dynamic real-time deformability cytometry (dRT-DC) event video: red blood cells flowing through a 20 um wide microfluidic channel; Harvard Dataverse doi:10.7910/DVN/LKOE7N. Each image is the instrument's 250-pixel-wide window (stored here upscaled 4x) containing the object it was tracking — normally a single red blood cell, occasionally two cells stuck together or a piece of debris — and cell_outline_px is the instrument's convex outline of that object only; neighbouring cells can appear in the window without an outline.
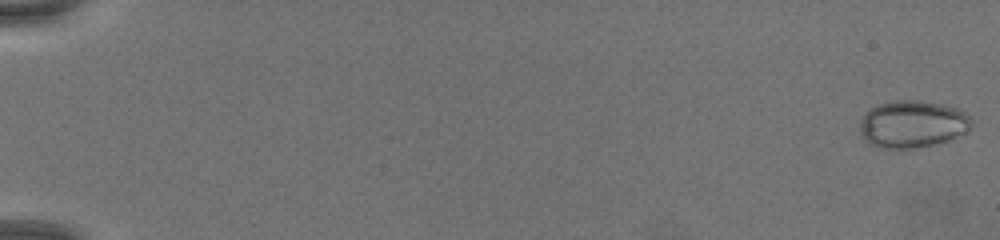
{"species": "common noctule bat (a hibernating species)", "species_latin": "Nyctalus noctula", "temperature_condition": "warm", "stored_images_in_passage": 71, "camera_frame_rate_fps": 3000, "um_per_image_px": 0.085, "animal": {"sex": "female", "body_mass_g": 19.5, "forearm_length_mm": 54.1}, "frame": {"image": 1, "passage_image": 1, "time_ms": 0.0, "image_size_px": [1000, 240], "cell_outline_px": [[972, 128], [948, 140], [916, 148], [880, 148], [864, 140], [860, 132], [860, 120], [864, 112], [876, 104], [892, 100], [920, 100], [944, 104], [956, 108], [964, 112], [972, 120]], "centroid_in_image_um": [77.52, 10.52], "position_along_channel_um": 7.5, "area_um2": 30.92}}
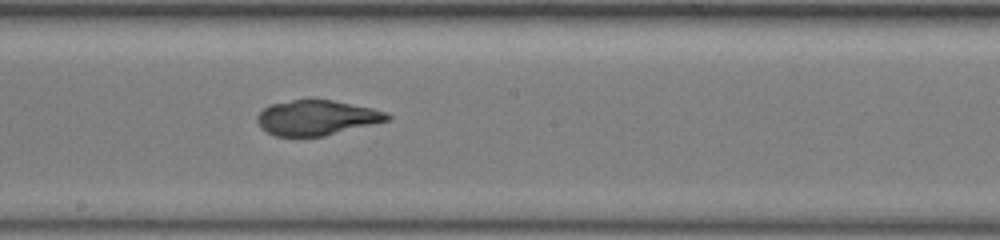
{"frame": {"image": 2, "passage_image": 42, "time_ms": 13.667, "image_size_px": [1000, 240], "cell_outline_px": [[392, 120], [324, 136], [276, 136], [260, 128], [256, 120], [256, 116], [264, 108], [272, 104], [292, 100], [332, 100], [372, 108], [384, 112], [392, 116]], "centroid_in_image_um": [26.93, 10.01], "position_along_channel_um": 221.3, "area_um2": 26.47}}
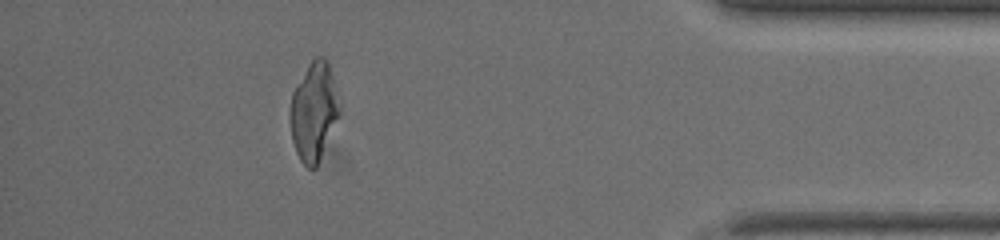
{"frame": {"image": 3, "passage_image": 64, "time_ms": 21.0, "image_size_px": [1000, 240], "cell_outline_px": [[340, 112], [320, 160], [316, 168], [308, 168], [300, 160], [296, 152], [292, 140], [288, 120], [288, 112], [292, 92], [308, 64], [316, 56], [324, 56], [328, 60], [340, 108]], "centroid_in_image_um": [26.63, 9.48], "position_along_channel_um": 408.6, "area_um2": 28.44}}